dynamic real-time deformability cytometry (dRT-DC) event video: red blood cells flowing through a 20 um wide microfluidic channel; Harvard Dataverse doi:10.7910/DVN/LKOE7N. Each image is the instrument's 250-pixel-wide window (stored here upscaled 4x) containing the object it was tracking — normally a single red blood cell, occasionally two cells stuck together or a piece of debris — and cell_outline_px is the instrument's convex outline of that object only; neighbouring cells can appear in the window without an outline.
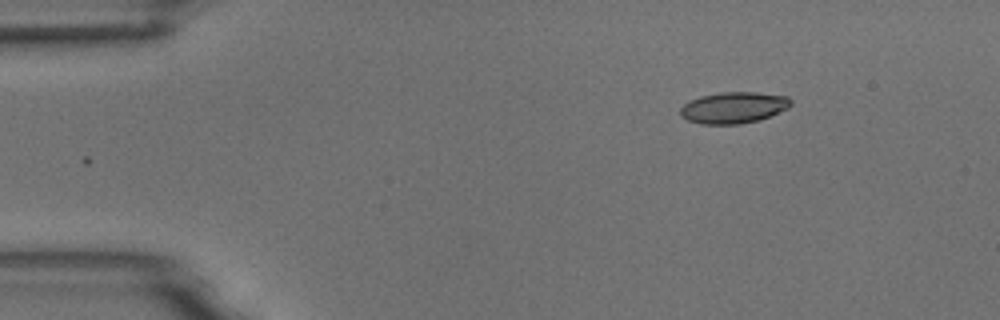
{"species": "common noctule bat (a hibernating species)", "species_latin": "Nyctalus noctula", "temperature_condition": "room temperature", "stored_images_in_passage": 2, "camera_frame_rate_fps": 3000, "um_per_image_px": 0.085, "animal": {"sex": "male", "body_mass_g": 18.8}, "frame": {"image": 1, "passage_image": 2, "time_ms": 1.0, "image_size_px": [1000, 320], "cell_outline_px": [[792, 104], [788, 108], [760, 120], [740, 124], [700, 124], [688, 120], [680, 116], [680, 108], [688, 100], [700, 96], [720, 92], [756, 92], [788, 96], [792, 100]], "centroid_in_image_um": [62.35, 9.14], "position_along_channel_um": 22.7, "area_um2": 20.4}}